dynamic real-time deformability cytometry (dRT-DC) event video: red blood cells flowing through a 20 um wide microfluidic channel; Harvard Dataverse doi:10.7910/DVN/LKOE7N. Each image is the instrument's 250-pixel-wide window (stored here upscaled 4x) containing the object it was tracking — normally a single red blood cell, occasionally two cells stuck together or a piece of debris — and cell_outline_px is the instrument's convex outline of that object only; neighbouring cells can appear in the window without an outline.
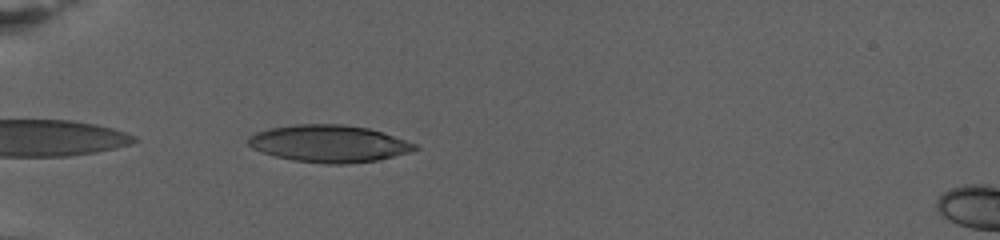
{"species": "human", "species_latin": "Homo sapiens", "temperature_condition": "warm", "stored_images_in_passage": 78, "camera_frame_rate_fps": 3000, "um_per_image_px": 0.085, "donor": {"sex": "female"}, "frame": {"image": 1, "passage_image": 3, "time_ms": 0.667, "image_size_px": [1000, 240], "cell_outline_px": [[420, 148], [408, 152], [376, 160], [348, 164], [324, 164], [292, 160], [260, 152], [252, 148], [248, 144], [248, 136], [256, 132], [268, 128], [292, 124], [340, 124], [368, 128], [416, 144]], "centroid_in_image_um": [27.89, 12.21], "position_along_channel_um": 57.1, "area_um2": 35.95}}
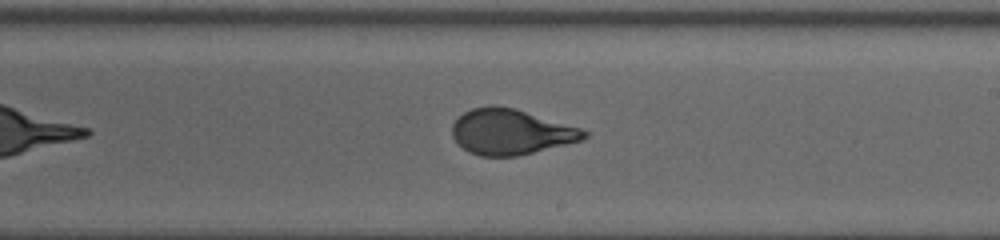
{"frame": {"image": 2, "passage_image": 34, "time_ms": 8.333, "image_size_px": [1000, 240], "cell_outline_px": [[588, 136], [580, 140], [516, 156], [480, 156], [468, 152], [452, 136], [452, 124], [464, 112], [472, 108], [492, 104], [516, 108], [580, 128], [588, 132]], "centroid_in_image_um": [43.38, 11.19], "position_along_channel_um": 245.6, "area_um2": 34.62}}
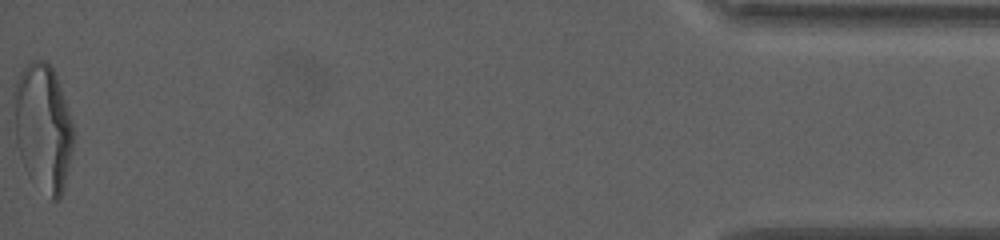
{"frame": {"image": 3, "passage_image": 78, "time_ms": 18.333, "image_size_px": [1000, 240], "cell_outline_px": [[72, 152], [64, 188], [60, 196], [56, 200], [52, 200], [28, 176], [24, 168], [16, 144], [12, 92], [16, 80], [20, 72], [32, 60], [44, 60], [52, 68], [56, 76], [72, 124]], "centroid_in_image_um": [3.62, 10.84], "position_along_channel_um": 431.6, "area_um2": 43.93}, "authors_computed_cell_mechanics": {"area_um2": 35.7493, "velocity_mm_per_s": 2.6919, "shape_relaxation_time_tau1_ms": 9.7244, "shape_relaxation_time_tau2_ms": null, "deformation_change_tau1": 0.292, "deformation_change_tau2": null}}